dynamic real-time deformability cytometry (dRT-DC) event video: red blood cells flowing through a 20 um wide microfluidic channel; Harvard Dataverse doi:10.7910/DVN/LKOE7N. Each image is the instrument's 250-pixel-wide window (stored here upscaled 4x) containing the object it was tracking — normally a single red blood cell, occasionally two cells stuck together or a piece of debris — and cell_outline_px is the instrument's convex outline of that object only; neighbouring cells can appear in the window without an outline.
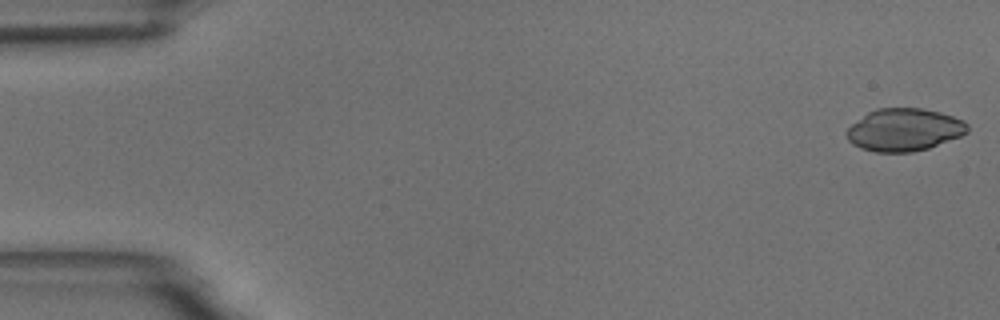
{"species": "common noctule bat (a hibernating species)", "species_latin": "Nyctalus noctula", "temperature_condition": "room temperature", "stored_images_in_passage": 5, "camera_frame_rate_fps": 3000, "um_per_image_px": 0.085, "animal": {"sex": "male", "body_mass_g": 18.8}, "frame": {"image": 1, "passage_image": 1, "time_ms": 0.0, "image_size_px": [1000, 320], "cell_outline_px": [[968, 132], [960, 136], [928, 148], [912, 152], [876, 152], [860, 148], [852, 144], [848, 140], [844, 132], [852, 124], [868, 112], [876, 108], [920, 108], [940, 112], [964, 120], [968, 124]], "centroid_in_image_um": [76.84, 11.03], "position_along_channel_um": 8.2, "area_um2": 30.0}}